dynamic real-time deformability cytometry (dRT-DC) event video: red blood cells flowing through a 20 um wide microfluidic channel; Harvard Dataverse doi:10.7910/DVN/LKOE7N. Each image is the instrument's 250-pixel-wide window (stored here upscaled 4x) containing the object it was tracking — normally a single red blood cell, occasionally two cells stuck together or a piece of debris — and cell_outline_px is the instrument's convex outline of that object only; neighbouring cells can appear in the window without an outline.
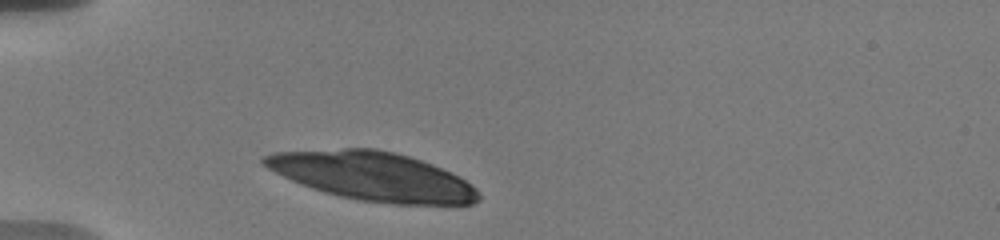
{"species": "human", "species_latin": "Homo sapiens", "temperature_condition": "warm", "stored_images_in_passage": 28, "camera_frame_rate_fps": 3000, "um_per_image_px": 0.085, "donor": {"sex": "male"}, "frame": {"image": 1, "passage_image": 1, "time_ms": 0.0, "image_size_px": [1000, 240], "cell_outline_px": [[480, 200], [472, 204], [396, 204], [360, 200], [340, 196], [324, 192], [312, 188], [292, 180], [260, 164], [260, 156], [272, 152], [344, 148], [376, 148], [396, 152], [432, 164], [472, 184], [476, 188], [480, 196]], "centroid_in_image_um": [31.63, 14.96], "position_along_channel_um": 53.4, "area_um2": 60.52}}
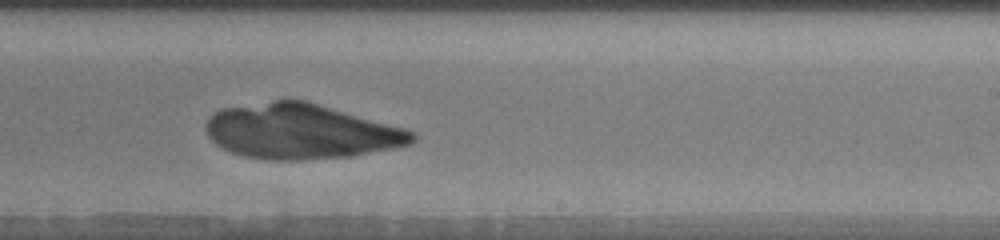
{"frame": {"image": 2, "passage_image": 16, "time_ms": 6.333, "image_size_px": [1000, 240], "cell_outline_px": [[416, 140], [412, 144], [352, 156], [300, 160], [264, 160], [244, 156], [232, 152], [216, 144], [208, 136], [208, 120], [216, 112], [224, 108], [276, 100], [304, 100], [404, 128], [412, 132], [416, 136]], "centroid_in_image_um": [25.59, 11.19], "position_along_channel_um": 263.4, "area_um2": 65.37}}
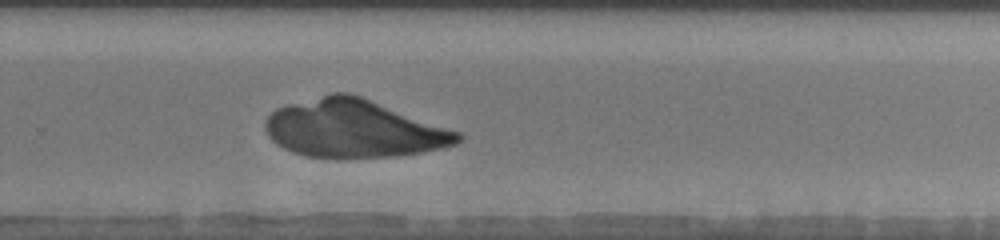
{"frame": {"image": 3, "passage_image": 19, "time_ms": 7.333, "image_size_px": [1000, 240], "cell_outline_px": [[464, 136], [456, 144], [440, 148], [420, 152], [396, 156], [304, 156], [292, 152], [276, 144], [268, 136], [264, 128], [264, 120], [276, 108], [288, 104], [332, 92], [348, 92], [360, 96], [460, 132]], "centroid_in_image_um": [30.03, 10.91], "position_along_channel_um": 299.8, "area_um2": 64.16}}